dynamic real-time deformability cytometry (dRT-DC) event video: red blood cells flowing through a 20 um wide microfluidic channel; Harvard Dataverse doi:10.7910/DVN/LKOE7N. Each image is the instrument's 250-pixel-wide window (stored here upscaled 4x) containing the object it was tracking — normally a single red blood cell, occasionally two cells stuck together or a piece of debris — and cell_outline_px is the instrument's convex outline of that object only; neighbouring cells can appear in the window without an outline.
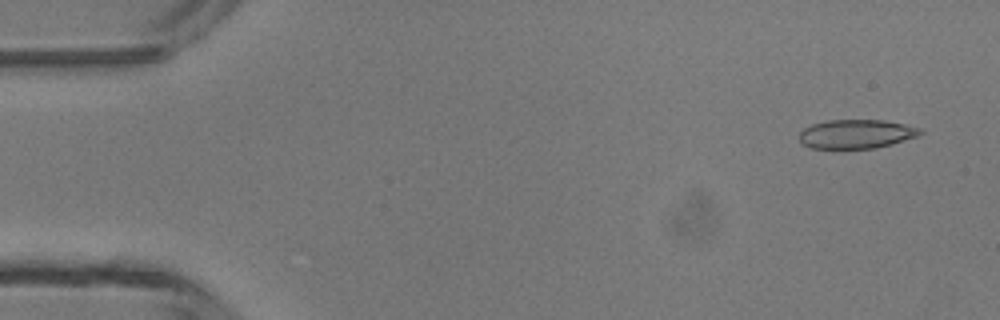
{"species": "common noctule bat (a hibernating species)", "species_latin": "Nyctalus noctula", "temperature_condition": "room temperature", "stored_images_in_passage": 14, "camera_frame_rate_fps": 3000, "um_per_image_px": 0.085, "animal": {"sex": "male", "body_mass_g": 13.3}, "frame": {"image": 1, "passage_image": 3, "time_ms": 0.667, "image_size_px": [1000, 320], "cell_outline_px": [[924, 132], [916, 136], [892, 144], [876, 148], [808, 148], [800, 140], [800, 132], [804, 128], [812, 124], [828, 120], [884, 120], [904, 124], [920, 128]], "centroid_in_image_um": [72.78, 11.38], "position_along_channel_um": 12.2, "area_um2": 20.29}}
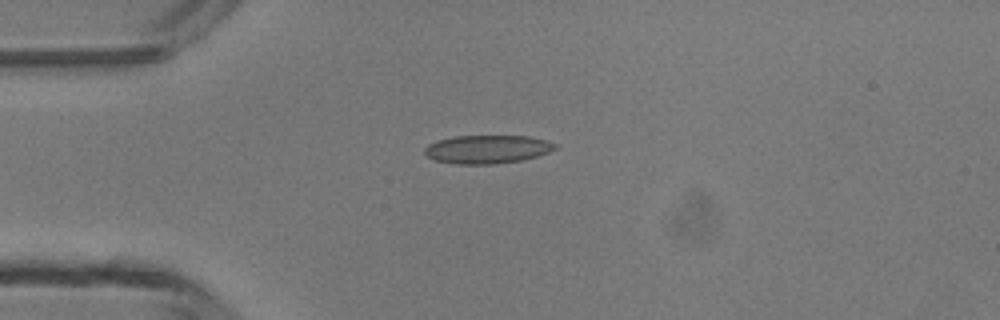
{"frame": {"image": 2, "passage_image": 12, "time_ms": 3.667, "image_size_px": [1000, 320], "cell_outline_px": [[556, 148], [548, 152], [536, 156], [520, 160], [492, 164], [456, 164], [436, 160], [428, 156], [424, 152], [424, 148], [428, 144], [436, 140], [456, 136], [528, 136], [544, 140], [556, 144]], "centroid_in_image_um": [41.38, 12.68], "position_along_channel_um": 43.6, "area_um2": 21.33}}